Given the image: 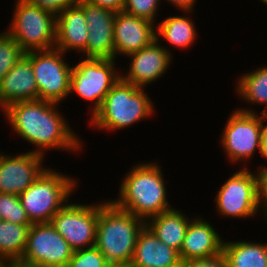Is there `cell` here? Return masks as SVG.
Segmentation results:
<instances>
[{"mask_svg": "<svg viewBox=\"0 0 267 267\" xmlns=\"http://www.w3.org/2000/svg\"><path fill=\"white\" fill-rule=\"evenodd\" d=\"M59 103L45 100L15 102L2 110L11 130L28 142L34 152L61 150L70 153L83 151L84 145L59 108ZM83 145V146H82ZM82 149V150H81Z\"/></svg>", "mask_w": 267, "mask_h": 267, "instance_id": "1", "label": "cell"}, {"mask_svg": "<svg viewBox=\"0 0 267 267\" xmlns=\"http://www.w3.org/2000/svg\"><path fill=\"white\" fill-rule=\"evenodd\" d=\"M136 163L121 180L118 197L109 199L116 207L145 222L172 209L167 199L166 180L157 161Z\"/></svg>", "mask_w": 267, "mask_h": 267, "instance_id": "2", "label": "cell"}, {"mask_svg": "<svg viewBox=\"0 0 267 267\" xmlns=\"http://www.w3.org/2000/svg\"><path fill=\"white\" fill-rule=\"evenodd\" d=\"M145 221L116 207L110 200L98 201L95 247L112 267H129L137 237Z\"/></svg>", "mask_w": 267, "mask_h": 267, "instance_id": "3", "label": "cell"}, {"mask_svg": "<svg viewBox=\"0 0 267 267\" xmlns=\"http://www.w3.org/2000/svg\"><path fill=\"white\" fill-rule=\"evenodd\" d=\"M145 90L120 77L106 94L101 107L90 117L88 125L100 131L116 132L151 118L156 109Z\"/></svg>", "mask_w": 267, "mask_h": 267, "instance_id": "4", "label": "cell"}, {"mask_svg": "<svg viewBox=\"0 0 267 267\" xmlns=\"http://www.w3.org/2000/svg\"><path fill=\"white\" fill-rule=\"evenodd\" d=\"M79 180L47 167L19 199L32 224L50 223L52 217L71 199Z\"/></svg>", "mask_w": 267, "mask_h": 267, "instance_id": "5", "label": "cell"}, {"mask_svg": "<svg viewBox=\"0 0 267 267\" xmlns=\"http://www.w3.org/2000/svg\"><path fill=\"white\" fill-rule=\"evenodd\" d=\"M264 114L258 113L253 108H235L227 118L222 130L221 142L227 161L230 164H241L247 168L246 162L250 161L256 152L261 153L262 121Z\"/></svg>", "mask_w": 267, "mask_h": 267, "instance_id": "6", "label": "cell"}, {"mask_svg": "<svg viewBox=\"0 0 267 267\" xmlns=\"http://www.w3.org/2000/svg\"><path fill=\"white\" fill-rule=\"evenodd\" d=\"M6 32L25 53L50 50L56 43V16L27 0H16Z\"/></svg>", "mask_w": 267, "mask_h": 267, "instance_id": "7", "label": "cell"}, {"mask_svg": "<svg viewBox=\"0 0 267 267\" xmlns=\"http://www.w3.org/2000/svg\"><path fill=\"white\" fill-rule=\"evenodd\" d=\"M250 169L241 167L220 186L214 206L221 217L253 219L260 215L258 171Z\"/></svg>", "mask_w": 267, "mask_h": 267, "instance_id": "8", "label": "cell"}, {"mask_svg": "<svg viewBox=\"0 0 267 267\" xmlns=\"http://www.w3.org/2000/svg\"><path fill=\"white\" fill-rule=\"evenodd\" d=\"M115 59L81 58L72 67L69 95H75L89 101L92 116L102 105L106 94L120 79L121 71L116 68Z\"/></svg>", "mask_w": 267, "mask_h": 267, "instance_id": "9", "label": "cell"}, {"mask_svg": "<svg viewBox=\"0 0 267 267\" xmlns=\"http://www.w3.org/2000/svg\"><path fill=\"white\" fill-rule=\"evenodd\" d=\"M25 55L31 60L38 87V99L62 103L69 96L72 66L67 62V54L53 48L29 51Z\"/></svg>", "mask_w": 267, "mask_h": 267, "instance_id": "10", "label": "cell"}, {"mask_svg": "<svg viewBox=\"0 0 267 267\" xmlns=\"http://www.w3.org/2000/svg\"><path fill=\"white\" fill-rule=\"evenodd\" d=\"M74 250L51 223L32 224L17 267H66Z\"/></svg>", "mask_w": 267, "mask_h": 267, "instance_id": "11", "label": "cell"}, {"mask_svg": "<svg viewBox=\"0 0 267 267\" xmlns=\"http://www.w3.org/2000/svg\"><path fill=\"white\" fill-rule=\"evenodd\" d=\"M96 202L80 204L69 200L52 217L50 223L74 251L95 245L98 223V201Z\"/></svg>", "mask_w": 267, "mask_h": 267, "instance_id": "12", "label": "cell"}, {"mask_svg": "<svg viewBox=\"0 0 267 267\" xmlns=\"http://www.w3.org/2000/svg\"><path fill=\"white\" fill-rule=\"evenodd\" d=\"M161 44L155 39L150 45L127 55L130 58L129 67L125 74L121 73V78L134 86L145 88L164 77L174 57L168 45Z\"/></svg>", "mask_w": 267, "mask_h": 267, "instance_id": "13", "label": "cell"}, {"mask_svg": "<svg viewBox=\"0 0 267 267\" xmlns=\"http://www.w3.org/2000/svg\"><path fill=\"white\" fill-rule=\"evenodd\" d=\"M45 156L26 151L16 155L0 151V193L19 195L47 168Z\"/></svg>", "mask_w": 267, "mask_h": 267, "instance_id": "14", "label": "cell"}, {"mask_svg": "<svg viewBox=\"0 0 267 267\" xmlns=\"http://www.w3.org/2000/svg\"><path fill=\"white\" fill-rule=\"evenodd\" d=\"M77 5L83 10L89 31L86 49L81 57L114 59L116 12L87 2H78Z\"/></svg>", "mask_w": 267, "mask_h": 267, "instance_id": "15", "label": "cell"}, {"mask_svg": "<svg viewBox=\"0 0 267 267\" xmlns=\"http://www.w3.org/2000/svg\"><path fill=\"white\" fill-rule=\"evenodd\" d=\"M156 39V24L125 11L116 12L114 21V59L143 49Z\"/></svg>", "mask_w": 267, "mask_h": 267, "instance_id": "16", "label": "cell"}, {"mask_svg": "<svg viewBox=\"0 0 267 267\" xmlns=\"http://www.w3.org/2000/svg\"><path fill=\"white\" fill-rule=\"evenodd\" d=\"M222 235L204 217H192L179 252L181 261L209 257L220 253L223 247Z\"/></svg>", "mask_w": 267, "mask_h": 267, "instance_id": "17", "label": "cell"}, {"mask_svg": "<svg viewBox=\"0 0 267 267\" xmlns=\"http://www.w3.org/2000/svg\"><path fill=\"white\" fill-rule=\"evenodd\" d=\"M31 100H38V87L31 60L24 54L0 82V109Z\"/></svg>", "mask_w": 267, "mask_h": 267, "instance_id": "18", "label": "cell"}, {"mask_svg": "<svg viewBox=\"0 0 267 267\" xmlns=\"http://www.w3.org/2000/svg\"><path fill=\"white\" fill-rule=\"evenodd\" d=\"M88 26L83 10L77 5L64 9L56 16V49L83 52L88 40Z\"/></svg>", "mask_w": 267, "mask_h": 267, "instance_id": "19", "label": "cell"}, {"mask_svg": "<svg viewBox=\"0 0 267 267\" xmlns=\"http://www.w3.org/2000/svg\"><path fill=\"white\" fill-rule=\"evenodd\" d=\"M179 252L162 243L145 225L137 237L129 267H180Z\"/></svg>", "mask_w": 267, "mask_h": 267, "instance_id": "20", "label": "cell"}, {"mask_svg": "<svg viewBox=\"0 0 267 267\" xmlns=\"http://www.w3.org/2000/svg\"><path fill=\"white\" fill-rule=\"evenodd\" d=\"M189 217L190 215L187 216L181 209L173 207L151 217L145 222V225L162 243L180 252L188 224L192 219Z\"/></svg>", "mask_w": 267, "mask_h": 267, "instance_id": "21", "label": "cell"}, {"mask_svg": "<svg viewBox=\"0 0 267 267\" xmlns=\"http://www.w3.org/2000/svg\"><path fill=\"white\" fill-rule=\"evenodd\" d=\"M182 15L165 17L156 23V40L166 41L174 48L190 49L198 40L196 25L191 16L194 11H182ZM191 14V15H189Z\"/></svg>", "mask_w": 267, "mask_h": 267, "instance_id": "22", "label": "cell"}, {"mask_svg": "<svg viewBox=\"0 0 267 267\" xmlns=\"http://www.w3.org/2000/svg\"><path fill=\"white\" fill-rule=\"evenodd\" d=\"M251 241H223L227 267H267V242Z\"/></svg>", "mask_w": 267, "mask_h": 267, "instance_id": "23", "label": "cell"}, {"mask_svg": "<svg viewBox=\"0 0 267 267\" xmlns=\"http://www.w3.org/2000/svg\"><path fill=\"white\" fill-rule=\"evenodd\" d=\"M235 83V92L247 105H264L262 114L267 115V65L243 73Z\"/></svg>", "mask_w": 267, "mask_h": 267, "instance_id": "24", "label": "cell"}, {"mask_svg": "<svg viewBox=\"0 0 267 267\" xmlns=\"http://www.w3.org/2000/svg\"><path fill=\"white\" fill-rule=\"evenodd\" d=\"M30 226L0 220V262L17 264L21 260Z\"/></svg>", "mask_w": 267, "mask_h": 267, "instance_id": "25", "label": "cell"}, {"mask_svg": "<svg viewBox=\"0 0 267 267\" xmlns=\"http://www.w3.org/2000/svg\"><path fill=\"white\" fill-rule=\"evenodd\" d=\"M25 52L6 32H0V82Z\"/></svg>", "mask_w": 267, "mask_h": 267, "instance_id": "26", "label": "cell"}, {"mask_svg": "<svg viewBox=\"0 0 267 267\" xmlns=\"http://www.w3.org/2000/svg\"><path fill=\"white\" fill-rule=\"evenodd\" d=\"M0 220L32 225L18 195L0 193Z\"/></svg>", "mask_w": 267, "mask_h": 267, "instance_id": "27", "label": "cell"}, {"mask_svg": "<svg viewBox=\"0 0 267 267\" xmlns=\"http://www.w3.org/2000/svg\"><path fill=\"white\" fill-rule=\"evenodd\" d=\"M162 0H125L123 11L156 24Z\"/></svg>", "mask_w": 267, "mask_h": 267, "instance_id": "28", "label": "cell"}, {"mask_svg": "<svg viewBox=\"0 0 267 267\" xmlns=\"http://www.w3.org/2000/svg\"><path fill=\"white\" fill-rule=\"evenodd\" d=\"M66 267H112L104 255L94 246L76 250Z\"/></svg>", "mask_w": 267, "mask_h": 267, "instance_id": "29", "label": "cell"}, {"mask_svg": "<svg viewBox=\"0 0 267 267\" xmlns=\"http://www.w3.org/2000/svg\"><path fill=\"white\" fill-rule=\"evenodd\" d=\"M180 267H227V260L224 253L221 251L209 257L181 261Z\"/></svg>", "mask_w": 267, "mask_h": 267, "instance_id": "30", "label": "cell"}, {"mask_svg": "<svg viewBox=\"0 0 267 267\" xmlns=\"http://www.w3.org/2000/svg\"><path fill=\"white\" fill-rule=\"evenodd\" d=\"M30 4L49 11L55 16L59 15L64 9L75 5L79 0H27Z\"/></svg>", "mask_w": 267, "mask_h": 267, "instance_id": "31", "label": "cell"}, {"mask_svg": "<svg viewBox=\"0 0 267 267\" xmlns=\"http://www.w3.org/2000/svg\"><path fill=\"white\" fill-rule=\"evenodd\" d=\"M259 179V206L260 212L263 213V217H267V165L263 167L261 165L257 169Z\"/></svg>", "mask_w": 267, "mask_h": 267, "instance_id": "32", "label": "cell"}, {"mask_svg": "<svg viewBox=\"0 0 267 267\" xmlns=\"http://www.w3.org/2000/svg\"><path fill=\"white\" fill-rule=\"evenodd\" d=\"M78 2H87L92 5L108 8L115 12L123 11L125 0H79Z\"/></svg>", "mask_w": 267, "mask_h": 267, "instance_id": "33", "label": "cell"}, {"mask_svg": "<svg viewBox=\"0 0 267 267\" xmlns=\"http://www.w3.org/2000/svg\"><path fill=\"white\" fill-rule=\"evenodd\" d=\"M164 2L173 5L172 7L179 11H194L197 0H164Z\"/></svg>", "mask_w": 267, "mask_h": 267, "instance_id": "34", "label": "cell"}, {"mask_svg": "<svg viewBox=\"0 0 267 267\" xmlns=\"http://www.w3.org/2000/svg\"><path fill=\"white\" fill-rule=\"evenodd\" d=\"M261 153L262 158L267 160V115L264 114V120L262 121V136H261Z\"/></svg>", "mask_w": 267, "mask_h": 267, "instance_id": "35", "label": "cell"}, {"mask_svg": "<svg viewBox=\"0 0 267 267\" xmlns=\"http://www.w3.org/2000/svg\"><path fill=\"white\" fill-rule=\"evenodd\" d=\"M0 267H17L16 264L0 262Z\"/></svg>", "mask_w": 267, "mask_h": 267, "instance_id": "36", "label": "cell"}, {"mask_svg": "<svg viewBox=\"0 0 267 267\" xmlns=\"http://www.w3.org/2000/svg\"><path fill=\"white\" fill-rule=\"evenodd\" d=\"M260 2H262L264 5H267V0H259Z\"/></svg>", "mask_w": 267, "mask_h": 267, "instance_id": "37", "label": "cell"}]
</instances>
